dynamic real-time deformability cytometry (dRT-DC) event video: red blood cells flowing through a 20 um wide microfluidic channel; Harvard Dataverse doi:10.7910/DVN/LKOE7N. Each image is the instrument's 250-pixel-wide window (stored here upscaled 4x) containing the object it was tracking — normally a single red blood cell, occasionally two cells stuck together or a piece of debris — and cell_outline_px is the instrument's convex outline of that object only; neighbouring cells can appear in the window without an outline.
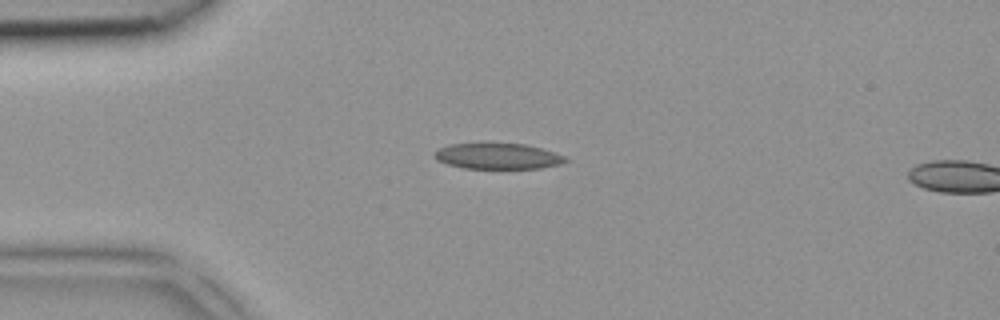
{"species": "common noctule bat (a hibernating species)", "species_latin": "Nyctalus noctula", "temperature_condition": "room temperature", "stored_images_in_passage": 2, "camera_frame_rate_fps": 3000, "um_per_image_px": 0.085, "animal": {"sex": "female", "body_mass_g": 18.4}, "frame": {"image": 1, "passage_image": 1, "time_ms": 0.0, "image_size_px": [1000, 320], "cell_outline_px": [[568, 160], [560, 164], [540, 168], [464, 168], [448, 164], [436, 160], [436, 152], [440, 148], [448, 144], [484, 140], [488, 140], [524, 144], [540, 148], [564, 156]], "centroid_in_image_um": [42.25, 13.21], "position_along_channel_um": 42.7, "area_um2": 20.35}}